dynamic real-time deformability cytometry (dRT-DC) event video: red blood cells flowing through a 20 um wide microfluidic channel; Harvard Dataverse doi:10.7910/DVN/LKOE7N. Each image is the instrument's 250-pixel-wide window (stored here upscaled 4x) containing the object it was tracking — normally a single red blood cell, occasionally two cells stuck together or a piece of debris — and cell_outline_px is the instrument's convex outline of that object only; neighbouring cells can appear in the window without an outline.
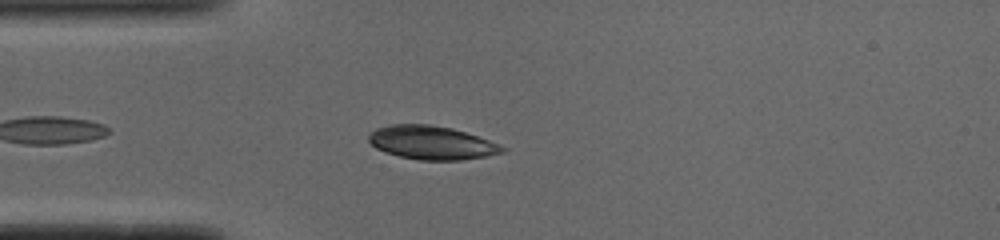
{"species": "common noctule bat (a hibernating species)", "species_latin": "Nyctalus noctula", "temperature_condition": "cold", "stored_images_in_passage": 22, "camera_frame_rate_fps": 3000, "um_per_image_px": 0.085, "animal": {"sex": "male", "body_mass_g": 19.0, "forearm_length_mm": 50.8}, "frame": {"image": 1, "passage_image": 5, "time_ms": 1.333, "image_size_px": [1000, 240], "cell_outline_px": [[508, 148], [504, 152], [488, 156], [460, 160], [420, 160], [400, 156], [384, 152], [376, 148], [368, 140], [368, 136], [376, 128], [392, 124], [428, 124], [452, 128], [500, 144]], "centroid_in_image_um": [36.7, 12.13], "position_along_channel_um": 48.3, "area_um2": 26.07}}
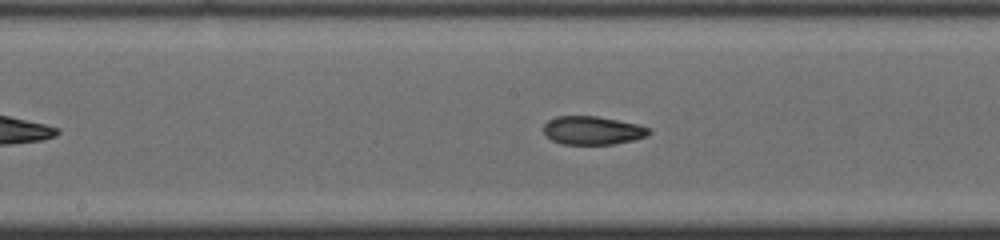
{"frame": {"image": 2, "passage_image": 14, "time_ms": 4.333, "image_size_px": [1000, 240], "cell_outline_px": [[652, 132], [648, 136], [632, 140], [612, 144], [564, 144], [552, 140], [544, 132], [544, 124], [548, 120], [556, 116], [596, 116], [636, 124], [648, 128]], "centroid_in_image_um": [50.36, 11.08], "position_along_channel_um": 197.8, "area_um2": 17.22}}
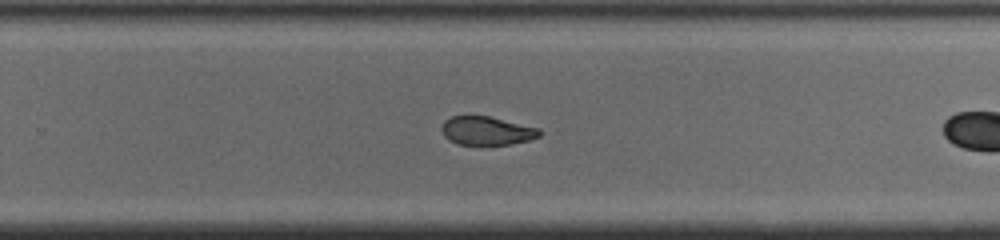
{"frame": {"image": 3, "passage_image": 21, "time_ms": 6.667, "image_size_px": [1000, 240], "cell_outline_px": [[540, 136], [528, 140], [512, 144], [480, 148], [456, 144], [448, 140], [444, 136], [440, 128], [444, 120], [452, 116], [488, 116], [540, 128]], "centroid_in_image_um": [41.32, 11.17], "position_along_channel_um": 288.5, "area_um2": 17.05}}